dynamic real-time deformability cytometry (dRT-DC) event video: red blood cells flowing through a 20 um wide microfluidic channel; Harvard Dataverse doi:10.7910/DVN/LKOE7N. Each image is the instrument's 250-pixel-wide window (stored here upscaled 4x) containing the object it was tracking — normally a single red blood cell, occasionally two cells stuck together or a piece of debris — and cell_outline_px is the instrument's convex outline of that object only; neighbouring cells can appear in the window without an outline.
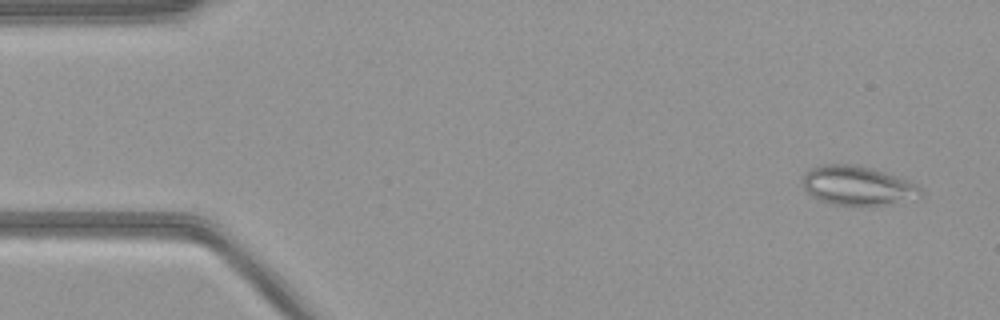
{"species": "common noctule bat (a hibernating species)", "species_latin": "Nyctalus noctula", "temperature_condition": "warm", "stored_images_in_passage": 52, "camera_frame_rate_fps": 3000, "um_per_image_px": 0.085, "animal": {"sex": "female", "body_mass_g": 21.9}, "frame": {"image": 1, "passage_image": 3, "time_ms": 0.667, "image_size_px": [1000, 320], "cell_outline_px": [[924, 196], [916, 200], [884, 204], [832, 204], [820, 200], [812, 196], [804, 188], [804, 172], [820, 164], [856, 164], [916, 184], [924, 188]], "centroid_in_image_um": [72.93, 15.78], "position_along_channel_um": 12.1, "area_um2": 26.59}}
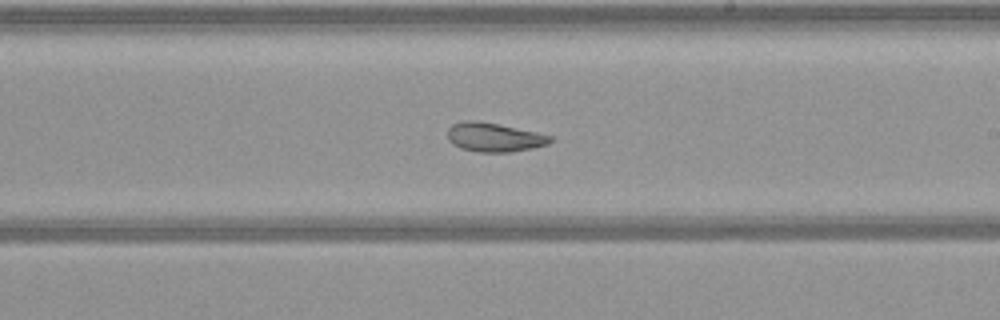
{"frame": {"image": 2, "passage_image": 30, "time_ms": 9.667, "image_size_px": [1000, 320], "cell_outline_px": [[552, 140], [548, 144], [532, 148], [512, 152], [480, 152], [460, 148], [452, 144], [448, 140], [448, 128], [452, 124], [464, 120], [476, 120], [500, 124], [536, 132], [552, 136]], "centroid_in_image_um": [41.98, 11.66], "position_along_channel_um": 247.0, "area_um2": 17.46}}
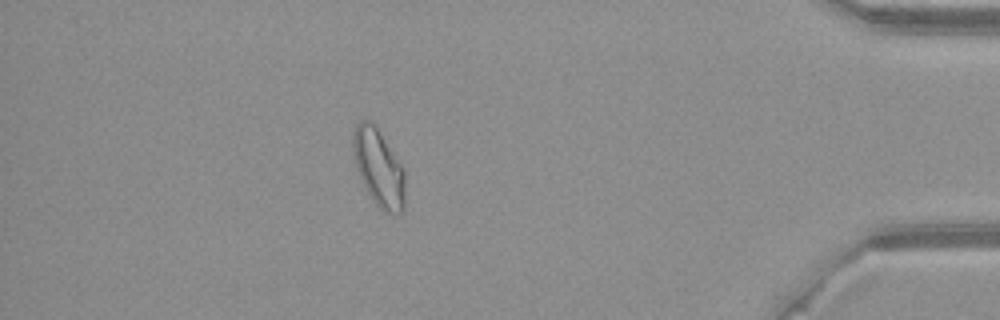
{"frame": {"image": 3, "passage_image": 46, "time_ms": 15.0, "image_size_px": [1000, 320], "cell_outline_px": [[404, 208], [396, 216], [384, 212], [372, 200], [356, 168], [352, 148], [352, 132], [356, 124], [360, 120], [372, 120], [404, 168]], "centroid_in_image_um": [32.18, 14.24], "position_along_channel_um": 403.0, "area_um2": 23.58}}